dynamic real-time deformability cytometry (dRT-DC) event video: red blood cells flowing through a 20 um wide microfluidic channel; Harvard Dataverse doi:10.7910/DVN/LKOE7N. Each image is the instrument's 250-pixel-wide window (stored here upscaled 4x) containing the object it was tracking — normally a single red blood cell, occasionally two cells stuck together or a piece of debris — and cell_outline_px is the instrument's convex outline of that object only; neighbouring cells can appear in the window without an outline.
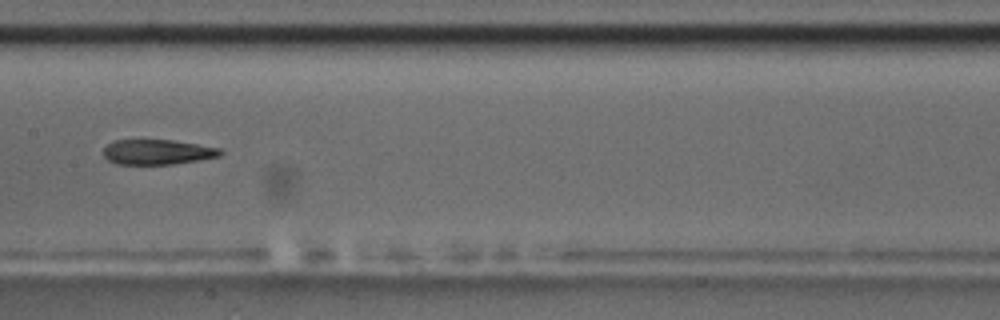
{"species": "common noctule bat (a hibernating species)", "species_latin": "Nyctalus noctula", "temperature_condition": "room temperature", "stored_images_in_passage": 49, "camera_frame_rate_fps": 3000, "um_per_image_px": 0.085, "animal": {"sex": "male", "body_mass_g": 17.5, "forearm_length_mm": 52.3}, "frame": {"image": 1, "passage_image": 22, "time_ms": 7.0, "image_size_px": [1000, 320], "cell_outline_px": [[224, 152], [220, 156], [200, 160], [172, 164], [116, 164], [108, 160], [104, 156], [104, 148], [112, 140], [172, 140], [220, 148]], "centroid_in_image_um": [13.39, 12.92], "position_along_channel_um": 194.0, "area_um2": 17.05}}
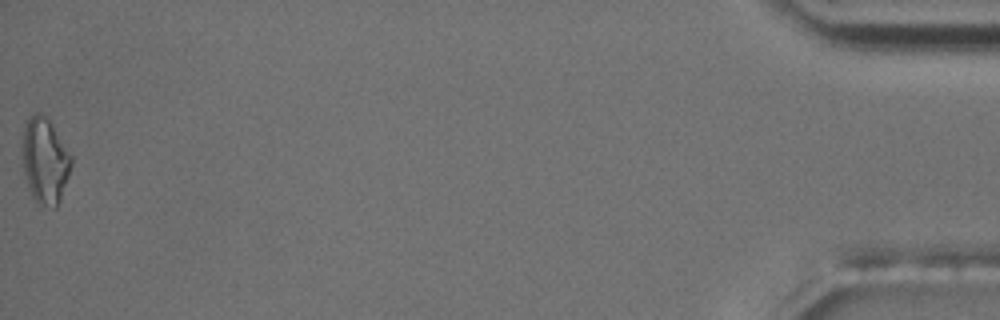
{"frame": {"image": 2, "passage_image": 49, "time_ms": 16.0, "image_size_px": [1000, 320], "cell_outline_px": [[72, 164], [60, 200], [56, 208], [40, 204], [32, 196], [28, 188], [24, 172], [24, 120], [28, 116], [36, 112], [40, 112], [52, 124], [72, 156]], "centroid_in_image_um": [3.83, 13.64], "position_along_channel_um": 431.4, "area_um2": 24.1}, "authors_computed_cell_mechanics": {"area_um2": 18.496, "velocity_mm_per_s": 3.7153, "shape_relaxation_time_tau1_ms": null, "shape_relaxation_time_tau2_ms": 6.8401, "deformation_change_tau1": null, "deformation_change_tau2": 0.193}}